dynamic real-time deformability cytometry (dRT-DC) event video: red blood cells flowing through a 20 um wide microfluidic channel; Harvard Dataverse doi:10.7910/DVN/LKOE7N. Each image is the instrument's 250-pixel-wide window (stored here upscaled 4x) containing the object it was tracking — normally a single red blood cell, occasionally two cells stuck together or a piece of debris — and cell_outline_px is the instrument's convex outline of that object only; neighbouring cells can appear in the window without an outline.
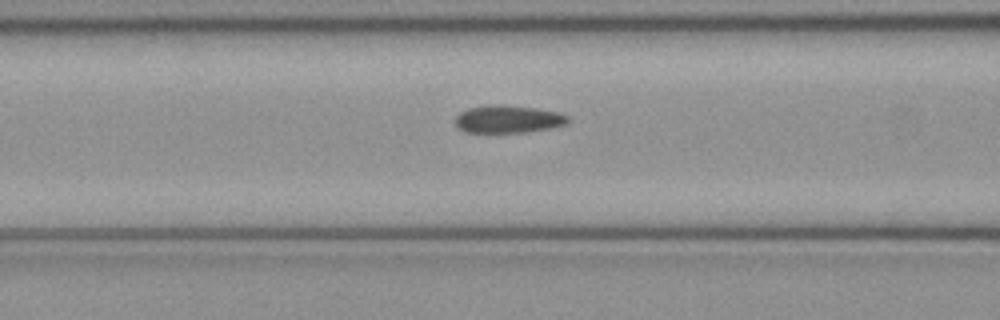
{"species": "common noctule bat (a hibernating species)", "species_latin": "Nyctalus noctula", "temperature_condition": "cold", "stored_images_in_passage": 40, "camera_frame_rate_fps": 3000, "um_per_image_px": 0.085, "animal": {"sex": "female", "body_mass_g": 21.9}, "frame": {"image": 1, "passage_image": 9, "time_ms": 2.667, "image_size_px": [1000, 320], "cell_outline_px": [[572, 120], [568, 124], [548, 128], [524, 132], [468, 132], [460, 128], [456, 124], [456, 116], [460, 112], [468, 108], [488, 104], [504, 104], [536, 108], [560, 112], [568, 116]], "centroid_in_image_um": [43.24, 10.1], "position_along_channel_um": 123.4, "area_um2": 18.26}}
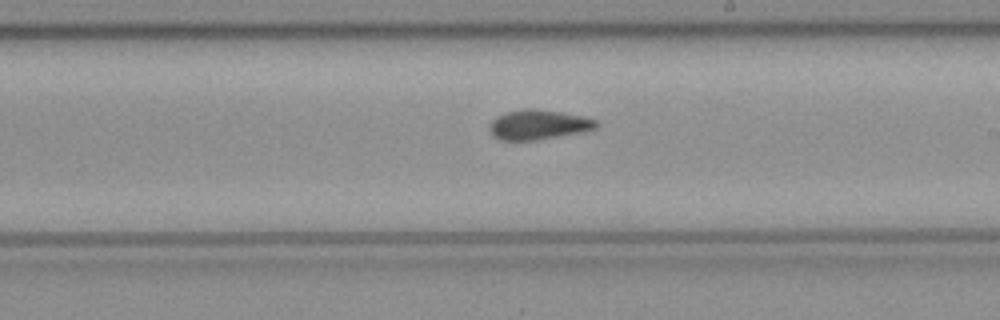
{"frame": {"image": 2, "passage_image": 18, "time_ms": 5.667, "image_size_px": [1000, 320], "cell_outline_px": [[600, 124], [596, 128], [584, 132], [536, 140], [500, 140], [492, 136], [488, 128], [492, 120], [496, 116], [508, 112], [528, 108], [532, 108], [560, 112], [584, 116], [596, 120]], "centroid_in_image_um": [45.77, 10.6], "position_along_channel_um": 243.2, "area_um2": 18.61}}
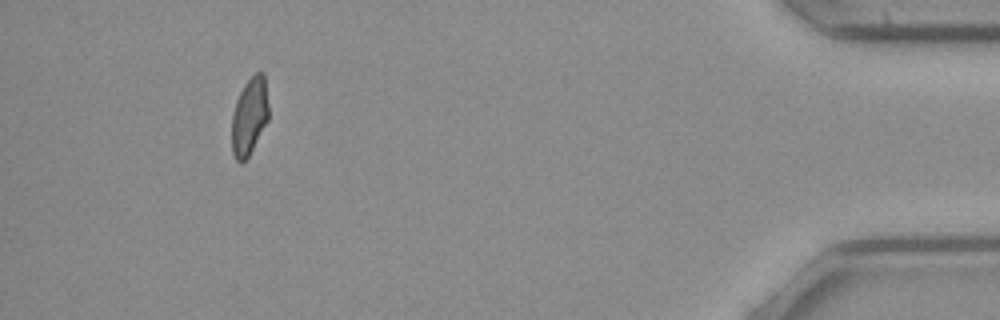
{"frame": {"image": 3, "passage_image": 36, "time_ms": 11.667, "image_size_px": [1000, 320], "cell_outline_px": [[268, 120], [248, 156], [240, 164], [236, 160], [232, 152], [232, 112], [236, 100], [244, 84], [256, 72], [264, 72], [268, 104]], "centroid_in_image_um": [21.19, 9.87], "position_along_channel_um": 414.0, "area_um2": 16.53}, "authors_computed_cell_mechanics": {"area_um2": 18.3515, "velocity_mm_per_s": 3.9907, "shape_relaxation_time_tau1_ms": null, "shape_relaxation_time_tau2_ms": 3.965, "deformation_change_tau1": null, "deformation_change_tau2": 0.0602}}